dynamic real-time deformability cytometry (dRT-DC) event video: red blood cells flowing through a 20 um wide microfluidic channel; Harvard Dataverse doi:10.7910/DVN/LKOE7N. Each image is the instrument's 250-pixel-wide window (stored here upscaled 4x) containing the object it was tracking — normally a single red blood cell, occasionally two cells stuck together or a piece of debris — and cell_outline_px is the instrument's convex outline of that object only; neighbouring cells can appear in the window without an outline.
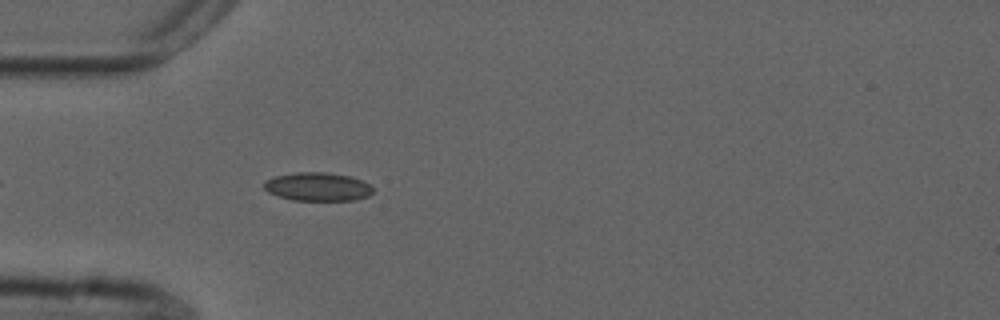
{"species": "common noctule bat (a hibernating species)", "species_latin": "Nyctalus noctula", "temperature_condition": "cold", "stored_images_in_passage": 38, "camera_frame_rate_fps": 3000, "um_per_image_px": 0.085, "animal": {"sex": "male", "forearm_length_mm": 52.5}, "frame": {"image": 1, "passage_image": 3, "time_ms": 0.667, "image_size_px": [1000, 320], "cell_outline_px": [[372, 192], [368, 196], [356, 200], [292, 200], [276, 196], [268, 192], [264, 188], [264, 180], [276, 176], [296, 172], [324, 172], [348, 176], [360, 180], [368, 184], [372, 188]], "centroid_in_image_um": [26.95, 15.88], "position_along_channel_um": 58.0, "area_um2": 17.98}}
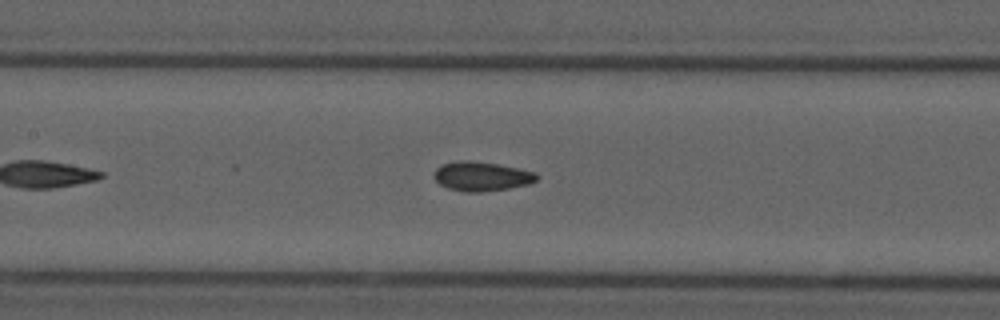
{"frame": {"image": 2, "passage_image": 12, "time_ms": 3.667, "image_size_px": [1000, 320], "cell_outline_px": [[540, 176], [536, 180], [528, 184], [508, 188], [480, 192], [464, 192], [448, 188], [440, 184], [436, 180], [436, 168], [444, 164], [460, 160], [468, 160], [496, 164], [536, 172]], "centroid_in_image_um": [40.96, 14.99], "position_along_channel_um": 166.4, "area_um2": 17.22}}
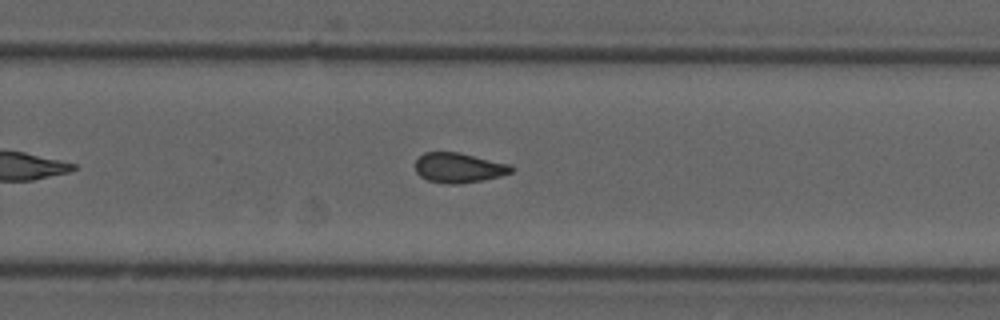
{"frame": {"image": 3, "passage_image": 22, "time_ms": 7.0, "image_size_px": [1000, 320], "cell_outline_px": [[516, 168], [512, 172], [500, 176], [460, 184], [448, 184], [428, 180], [420, 176], [416, 172], [416, 160], [424, 152], [460, 152], [512, 164]], "centroid_in_image_um": [39.04, 14.25], "position_along_channel_um": 290.8, "area_um2": 16.88}, "authors_computed_cell_mechanics": {"area_um2": 16.9354, "velocity_mm_per_s": 3.7477, "shape_relaxation_time_tau1_ms": null, "shape_relaxation_time_tau2_ms": 3.9944, "deformation_change_tau1": null, "deformation_change_tau2": 0.0905}}